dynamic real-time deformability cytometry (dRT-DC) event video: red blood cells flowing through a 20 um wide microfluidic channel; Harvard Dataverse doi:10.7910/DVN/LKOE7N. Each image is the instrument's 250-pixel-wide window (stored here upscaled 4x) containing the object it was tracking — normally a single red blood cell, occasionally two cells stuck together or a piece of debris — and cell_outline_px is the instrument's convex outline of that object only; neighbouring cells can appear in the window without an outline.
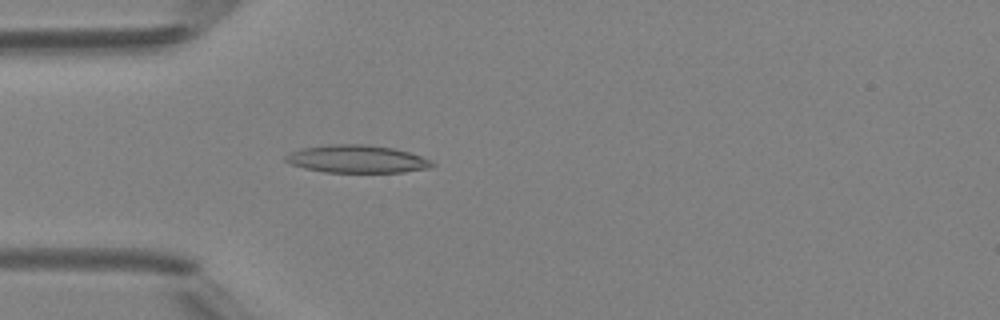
{"species": "Egyptian fruit bat (a non-hibernating species)", "species_latin": "Rousettus aegyptiacus", "temperature_condition": "room temperature", "stored_images_in_passage": 3, "camera_frame_rate_fps": 3000, "um_per_image_px": 0.085, "animal": {"sex": "female"}, "frame": {"image": 1, "passage_image": 3, "time_ms": 3.333, "image_size_px": [1000, 320], "cell_outline_px": [[436, 164], [432, 168], [404, 172], [324, 172], [304, 168], [292, 164], [284, 160], [284, 156], [300, 148], [328, 144], [364, 144], [392, 148], [408, 152], [432, 160]], "centroid_in_image_um": [30.35, 13.52], "position_along_channel_um": 54.6, "area_um2": 23.76}}